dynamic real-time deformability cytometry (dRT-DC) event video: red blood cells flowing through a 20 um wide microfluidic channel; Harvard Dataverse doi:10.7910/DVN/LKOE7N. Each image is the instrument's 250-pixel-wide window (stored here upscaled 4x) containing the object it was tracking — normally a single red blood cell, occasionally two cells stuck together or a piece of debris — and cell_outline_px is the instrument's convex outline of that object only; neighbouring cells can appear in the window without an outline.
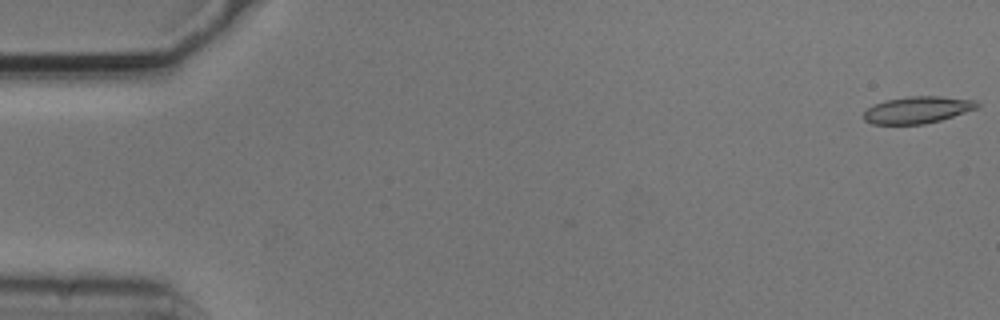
{"species": "common noctule bat (a hibernating species)", "species_latin": "Nyctalus noctula", "temperature_condition": "cold", "stored_images_in_passage": 10, "camera_frame_rate_fps": 3000, "um_per_image_px": 0.085, "animal": {"sex": "male", "body_mass_g": 20.5, "forearm_length_mm": 52.5}, "frame": {"image": 1, "passage_image": 1, "time_ms": 0.0, "image_size_px": [1000, 320], "cell_outline_px": [[980, 108], [940, 120], [924, 124], [872, 124], [864, 120], [864, 112], [872, 104], [884, 100], [908, 96], [940, 96], [976, 100], [980, 104]], "centroid_in_image_um": [78.0, 9.33], "position_along_channel_um": 7.0, "area_um2": 17.98}}